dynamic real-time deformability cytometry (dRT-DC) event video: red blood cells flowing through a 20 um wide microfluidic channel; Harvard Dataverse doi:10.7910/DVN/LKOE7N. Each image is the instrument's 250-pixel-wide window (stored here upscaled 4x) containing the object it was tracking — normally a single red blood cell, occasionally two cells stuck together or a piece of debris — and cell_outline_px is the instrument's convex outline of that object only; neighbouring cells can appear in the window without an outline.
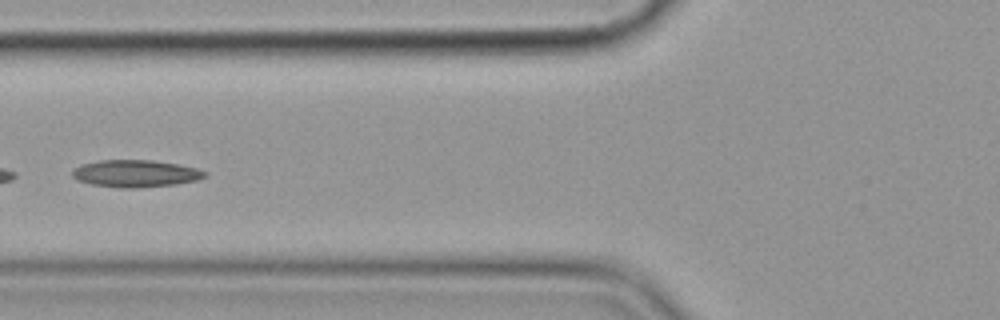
{"species": "common noctule bat (a hibernating species)", "species_latin": "Nyctalus noctula", "temperature_condition": "cold", "stored_images_in_passage": 14, "segment_of_instrument_passage": [1, 2], "camera_frame_rate_fps": 3000, "um_per_image_px": 0.085, "animal": {"sex": "female", "body_mass_g": 19.9}, "frame": {"image": 1, "passage_image": 5, "time_ms": 5.333, "image_size_px": [1000, 320], "cell_outline_px": [[208, 176], [196, 180], [176, 184], [136, 188], [120, 188], [92, 184], [76, 180], [72, 176], [72, 168], [80, 164], [100, 160], [152, 160], [176, 164], [196, 168], [208, 172]], "centroid_in_image_um": [11.49, 14.75], "position_along_channel_um": 114.3, "area_um2": 21.1}}
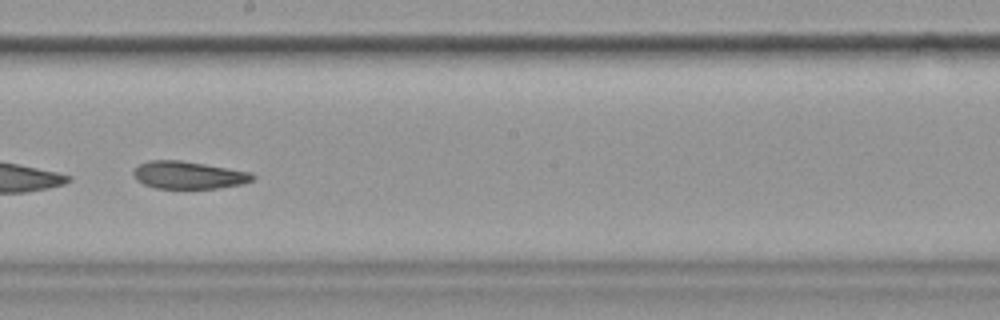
{"frame": {"image": 2, "passage_image": 8, "time_ms": 8.667, "image_size_px": [1000, 320], "cell_outline_px": [[256, 176], [252, 180], [240, 184], [216, 188], [156, 188], [144, 184], [136, 180], [132, 172], [140, 164], [148, 160], [180, 160], [252, 172]], "centroid_in_image_um": [16.01, 14.87], "position_along_channel_um": 232.2, "area_um2": 18.96}}
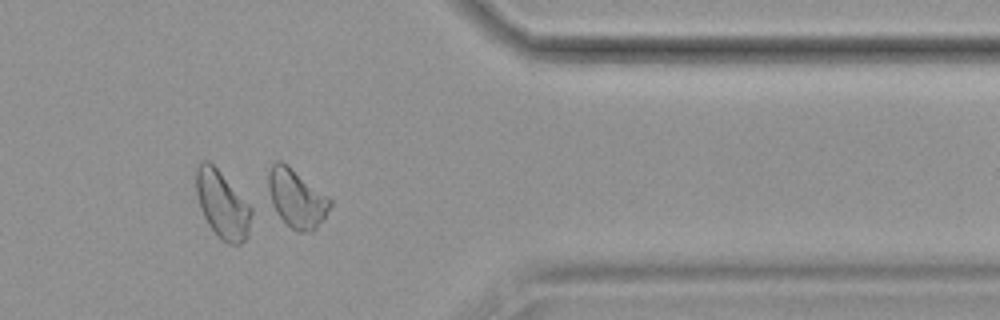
{"frame": {"image": 3, "passage_image": 12, "time_ms": 13.333, "image_size_px": [1000, 320], "cell_outline_px": [[332, 204], [324, 220], [312, 232], [300, 232], [292, 228], [276, 212], [272, 204], [268, 188], [268, 172], [272, 164], [276, 160], [280, 160], [288, 164], [328, 196], [332, 200]], "centroid_in_image_um": [25.22, 16.84], "position_along_channel_um": 386.2, "area_um2": 21.1}}